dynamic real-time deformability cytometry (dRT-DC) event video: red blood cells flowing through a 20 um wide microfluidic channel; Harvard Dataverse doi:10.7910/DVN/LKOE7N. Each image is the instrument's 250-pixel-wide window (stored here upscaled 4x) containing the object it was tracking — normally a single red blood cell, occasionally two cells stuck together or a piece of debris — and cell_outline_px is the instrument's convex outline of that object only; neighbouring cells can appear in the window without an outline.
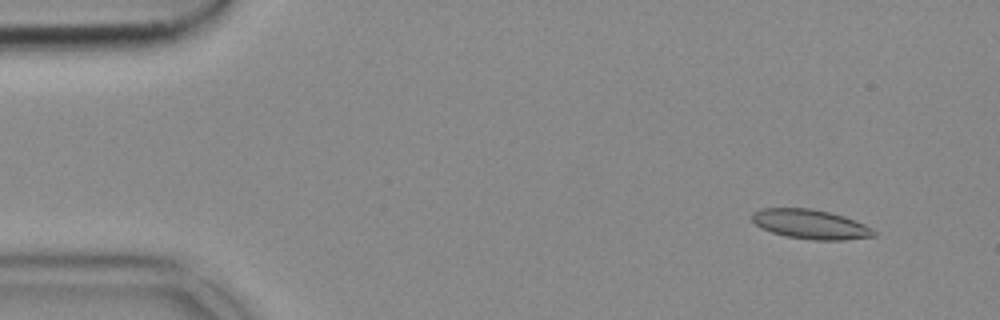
{"species": "common noctule bat (a hibernating species)", "species_latin": "Nyctalus noctula", "temperature_condition": "cold", "stored_images_in_passage": 52, "camera_frame_rate_fps": 3000, "um_per_image_px": 0.085, "animal": {"sex": "female", "body_mass_g": 18.4}, "frame": {"image": 1, "passage_image": 3, "time_ms": 0.667, "image_size_px": [1000, 320], "cell_outline_px": [[876, 236], [844, 240], [812, 240], [784, 236], [760, 228], [752, 220], [752, 212], [760, 208], [808, 208], [828, 212], [844, 216], [864, 224], [872, 228], [876, 232]], "centroid_in_image_um": [68.88, 19.06], "position_along_channel_um": 16.1, "area_um2": 20.98}}
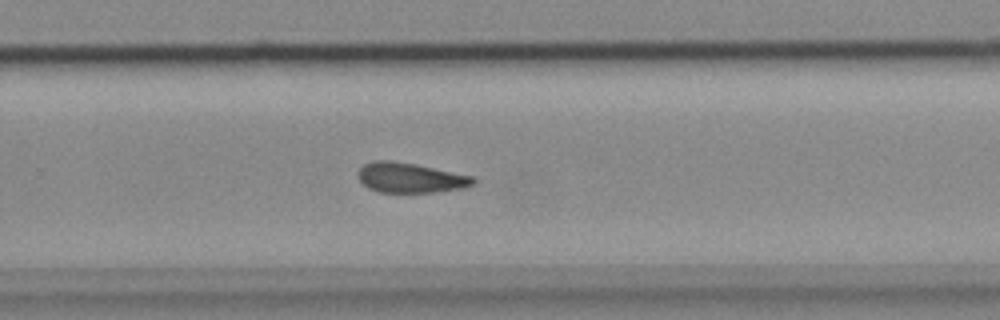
{"frame": {"image": 2, "passage_image": 33, "time_ms": 10.667, "image_size_px": [1000, 320], "cell_outline_px": [[476, 184], [464, 188], [436, 192], [380, 192], [368, 188], [360, 180], [360, 168], [364, 164], [376, 160], [392, 160], [476, 176]], "centroid_in_image_um": [34.95, 15.11], "position_along_channel_um": 294.8, "area_um2": 20.06}}
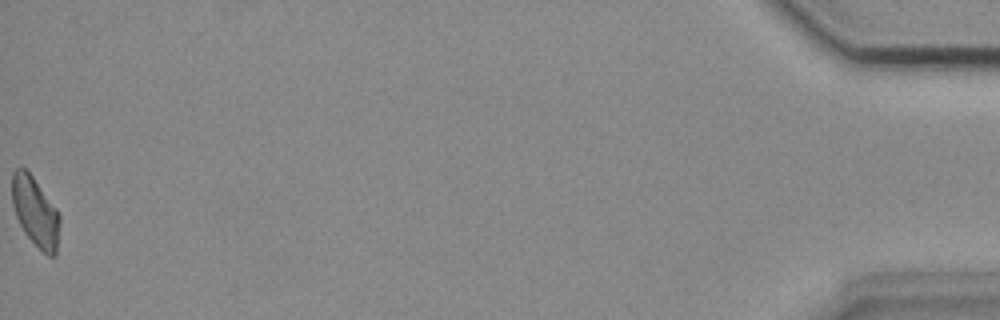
{"frame": {"image": 3, "passage_image": 52, "time_ms": 17.0, "image_size_px": [1000, 320], "cell_outline_px": [[60, 224], [56, 256], [48, 256], [24, 232], [16, 216], [12, 204], [12, 172], [16, 168], [24, 168], [32, 176], [56, 208], [60, 216]], "centroid_in_image_um": [3.01, 18.0], "position_along_channel_um": 432.2, "area_um2": 19.07}}